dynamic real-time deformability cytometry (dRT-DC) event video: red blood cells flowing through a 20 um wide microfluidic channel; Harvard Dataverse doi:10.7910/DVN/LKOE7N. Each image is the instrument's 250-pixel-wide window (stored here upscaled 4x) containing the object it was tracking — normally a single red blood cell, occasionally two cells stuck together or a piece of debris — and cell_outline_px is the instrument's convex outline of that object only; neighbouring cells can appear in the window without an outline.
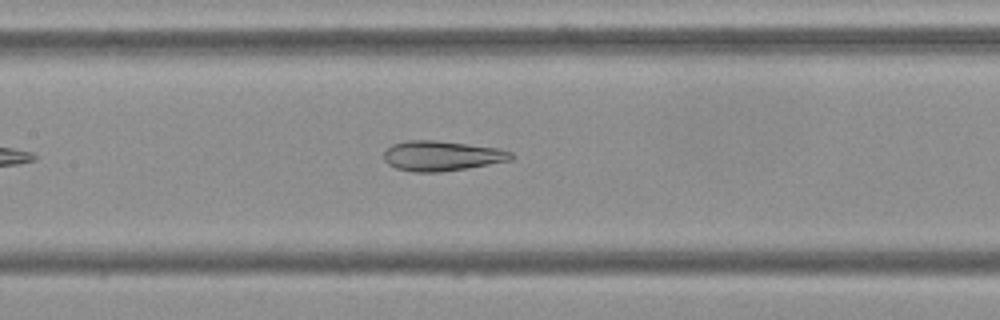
{"species": "Egyptian fruit bat (a non-hibernating species)", "species_latin": "Rousettus aegyptiacus", "temperature_condition": "cold", "stored_images_in_passage": 41, "camera_frame_rate_fps": 3000, "um_per_image_px": 0.085, "frame": {"image": 1, "passage_image": 13, "time_ms": 4.0, "image_size_px": [1000, 320], "cell_outline_px": [[512, 160], [468, 168], [440, 172], [412, 172], [396, 168], [388, 164], [384, 160], [384, 152], [392, 144], [408, 140], [436, 140], [500, 148], [512, 152]], "centroid_in_image_um": [37.55, 13.25], "position_along_channel_um": 169.9, "area_um2": 22.37}}
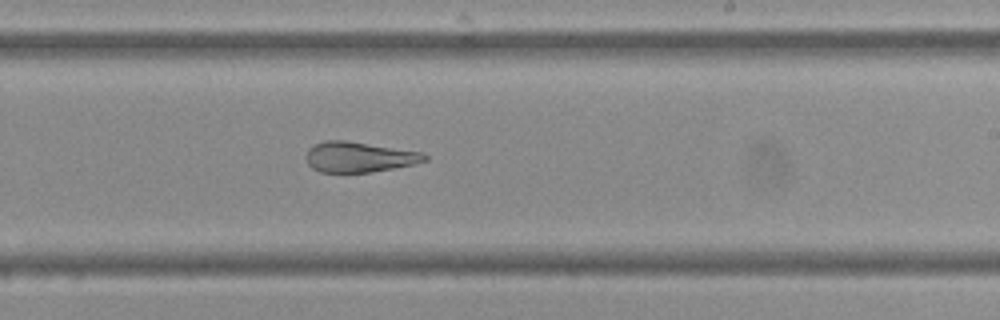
{"frame": {"image": 2, "passage_image": 20, "time_ms": 6.333, "image_size_px": [1000, 320], "cell_outline_px": [[428, 160], [412, 164], [372, 172], [320, 172], [312, 168], [308, 164], [304, 156], [308, 148], [324, 140], [344, 140], [424, 152], [428, 156]], "centroid_in_image_um": [30.5, 13.34], "position_along_channel_um": 258.5, "area_um2": 21.04}}
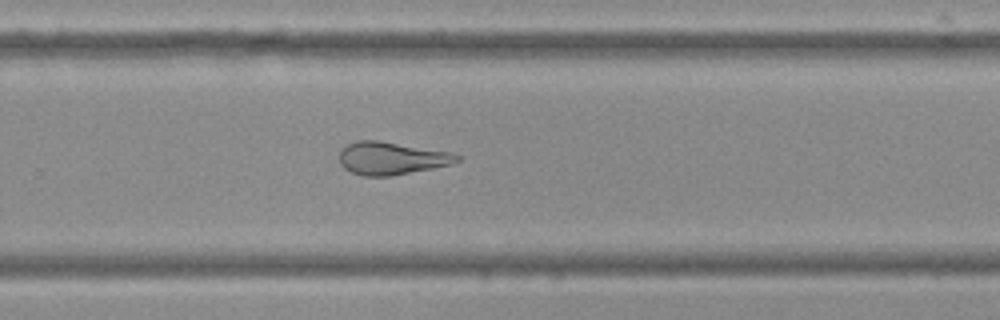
{"frame": {"image": 3, "passage_image": 23, "time_ms": 7.333, "image_size_px": [1000, 320], "cell_outline_px": [[460, 160], [452, 164], [392, 176], [364, 176], [352, 172], [344, 168], [340, 164], [340, 148], [356, 140], [376, 140], [452, 152], [460, 156]], "centroid_in_image_um": [33.26, 13.45], "position_along_channel_um": 296.5, "area_um2": 22.43}, "authors_computed_cell_mechanics": {"area_um2": 23.5824, "velocity_mm_per_s": 3.8117, "shape_relaxation_time_tau1_ms": null, "shape_relaxation_time_tau2_ms": 2.3329, "deformation_change_tau1": null, "deformation_change_tau2": 0.0948}}